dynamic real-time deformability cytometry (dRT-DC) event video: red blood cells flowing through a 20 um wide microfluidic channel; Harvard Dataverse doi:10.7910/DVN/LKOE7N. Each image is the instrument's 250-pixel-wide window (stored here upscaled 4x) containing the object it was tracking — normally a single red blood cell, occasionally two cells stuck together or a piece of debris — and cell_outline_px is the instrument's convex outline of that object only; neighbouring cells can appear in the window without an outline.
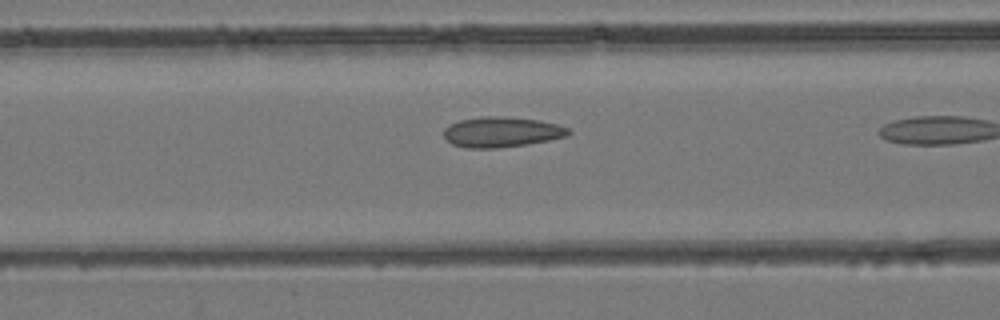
{"species": "common noctule bat (a hibernating species)", "species_latin": "Nyctalus noctula", "temperature_condition": "room temperature", "stored_images_in_passage": 18, "camera_frame_rate_fps": 3000, "um_per_image_px": 0.085, "animal": {"sex": "female", "body_mass_g": 24.6, "forearm_length_mm": 56.2}, "frame": {"image": 1, "passage_image": 16, "time_ms": 5.0, "image_size_px": [1000, 320], "cell_outline_px": [[572, 132], [568, 136], [528, 144], [496, 148], [464, 148], [452, 144], [444, 136], [444, 128], [460, 120], [480, 116], [504, 116], [540, 120], [556, 124], [568, 128]], "centroid_in_image_um": [42.65, 11.22], "position_along_channel_um": 124.0, "area_um2": 22.08}}